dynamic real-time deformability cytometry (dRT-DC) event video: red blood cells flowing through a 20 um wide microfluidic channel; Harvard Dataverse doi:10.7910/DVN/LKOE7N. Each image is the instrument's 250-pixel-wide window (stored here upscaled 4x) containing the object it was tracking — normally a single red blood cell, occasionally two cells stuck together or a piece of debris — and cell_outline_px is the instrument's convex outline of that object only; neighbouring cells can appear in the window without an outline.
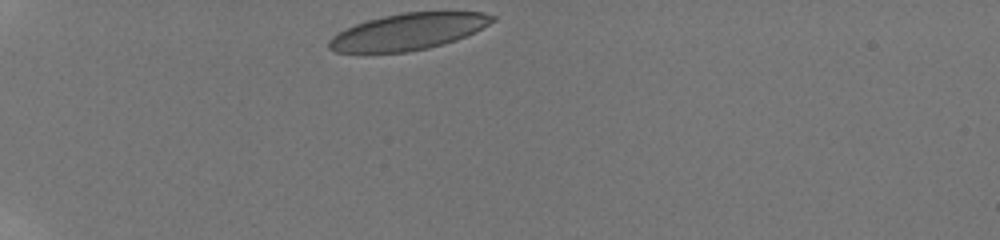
{"species": "human", "species_latin": "Homo sapiens", "temperature_condition": "room temperature", "stored_images_in_passage": 25, "camera_frame_rate_fps": 3000, "um_per_image_px": 0.085, "donor": {"sex": "male"}, "frame": {"image": 1, "passage_image": 1, "time_ms": 0.0, "image_size_px": [1000, 240], "cell_outline_px": [[496, 20], [456, 40], [428, 48], [404, 52], [336, 52], [328, 48], [328, 40], [332, 36], [356, 24], [368, 20], [384, 16], [404, 12], [484, 12], [496, 16]], "centroid_in_image_um": [34.69, 2.68], "position_along_channel_um": 50.3, "area_um2": 34.22}}
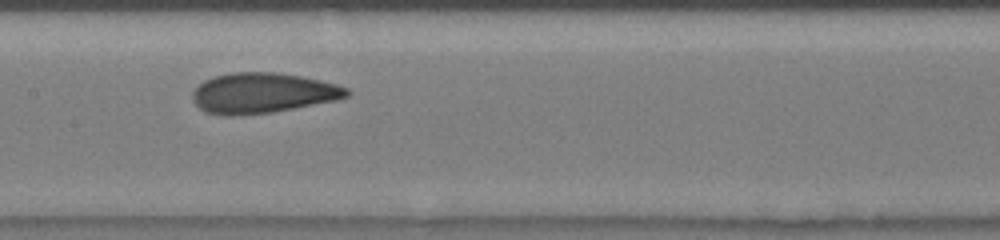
{"frame": {"image": 2, "passage_image": 10, "time_ms": 4.667, "image_size_px": [1000, 240], "cell_outline_px": [[352, 92], [348, 96], [336, 100], [272, 112], [232, 116], [220, 116], [204, 112], [192, 100], [192, 92], [204, 80], [212, 76], [232, 72], [272, 72], [300, 76], [320, 80], [336, 84], [348, 88]], "centroid_in_image_um": [22.29, 7.91], "position_along_channel_um": 185.1, "area_um2": 36.36}}
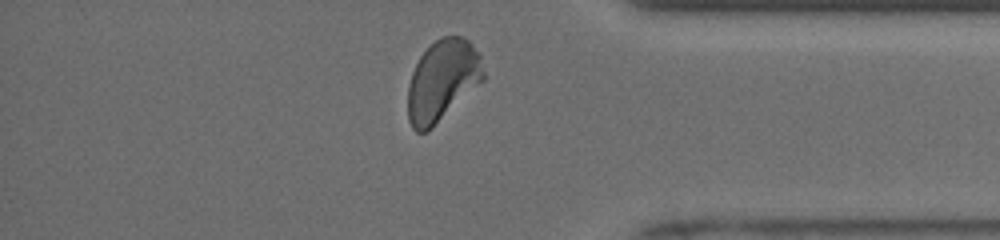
{"frame": {"image": 3, "passage_image": 24, "time_ms": 10.333, "image_size_px": [1000, 240], "cell_outline_px": [[484, 80], [428, 132], [416, 132], [412, 128], [408, 120], [408, 84], [412, 72], [420, 56], [440, 36], [460, 36], [468, 40], [480, 52], [484, 72]], "centroid_in_image_um": [37.61, 6.85], "position_along_channel_um": 397.6, "area_um2": 35.89}, "authors_computed_cell_mechanics": {"area_um2": 35.6048, "velocity_mm_per_s": 3.9079, "shape_relaxation_time_tau1_ms": 5.6018, "shape_relaxation_time_tau2_ms": 0.811, "deformation_change_tau1": 0.1587, "deformation_change_tau2": 0.0543}}